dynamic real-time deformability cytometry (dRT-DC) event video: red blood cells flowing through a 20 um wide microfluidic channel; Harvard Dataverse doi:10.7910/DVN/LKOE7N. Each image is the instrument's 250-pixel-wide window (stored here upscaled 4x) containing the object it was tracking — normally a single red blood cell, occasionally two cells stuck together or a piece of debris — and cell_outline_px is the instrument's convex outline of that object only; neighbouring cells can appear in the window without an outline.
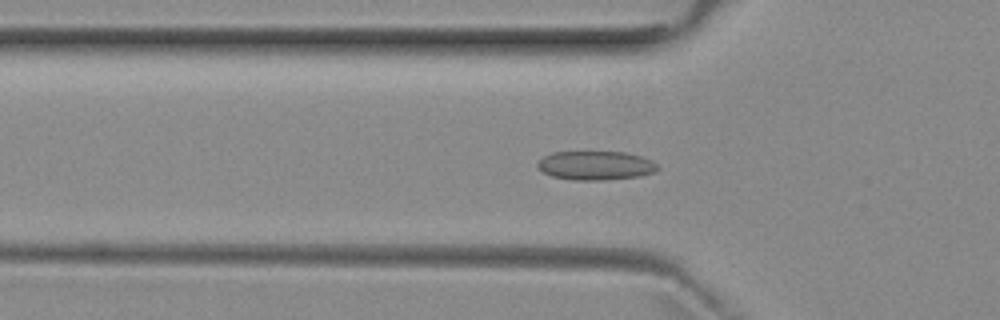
{"species": "common noctule bat (a hibernating species)", "species_latin": "Nyctalus noctula", "temperature_condition": "room temperature", "stored_images_in_passage": 52, "camera_frame_rate_fps": 3000, "um_per_image_px": 0.085, "animal": {"sex": "female", "body_mass_g": 29.2, "forearm_length_mm": 56.3}, "frame": {"image": 1, "passage_image": 17, "time_ms": 5.333, "image_size_px": [1000, 320], "cell_outline_px": [[660, 168], [656, 172], [640, 176], [604, 180], [572, 180], [552, 176], [536, 168], [536, 160], [552, 152], [624, 152], [640, 156], [652, 160]], "centroid_in_image_um": [50.61, 14.07], "position_along_channel_um": 75.2, "area_um2": 20.46}}
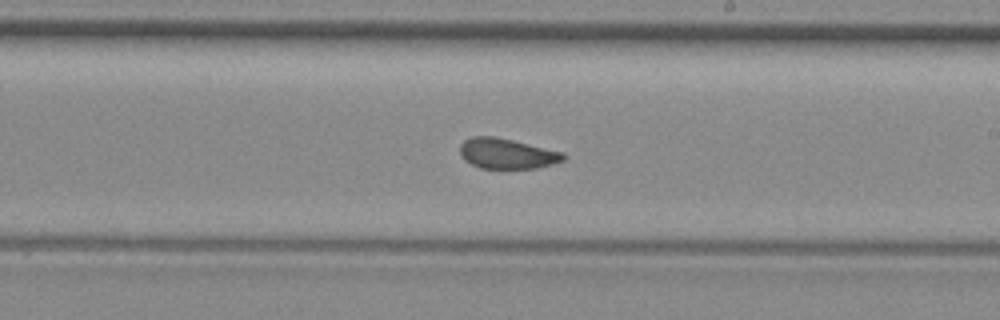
{"frame": {"image": 2, "passage_image": 30, "time_ms": 9.667, "image_size_px": [1000, 320], "cell_outline_px": [[568, 156], [564, 160], [552, 164], [536, 168], [480, 168], [464, 160], [460, 156], [460, 144], [464, 140], [472, 136], [496, 136], [564, 152]], "centroid_in_image_um": [43.09, 13.04], "position_along_channel_um": 245.9, "area_um2": 18.44}}
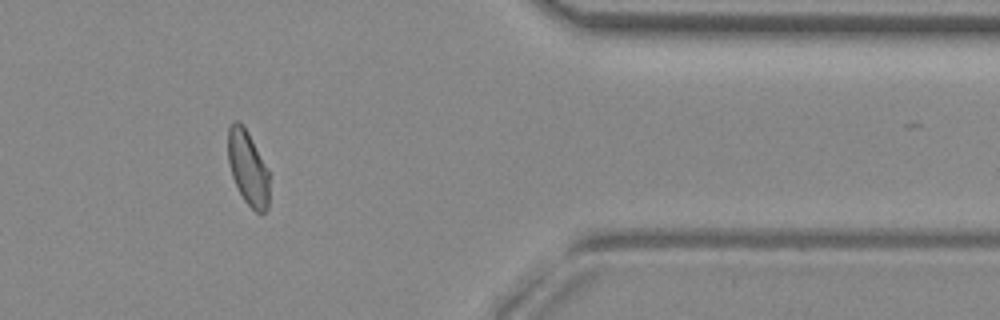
{"frame": {"image": 3, "passage_image": 43, "time_ms": 14.0, "image_size_px": [1000, 320], "cell_outline_px": [[268, 208], [264, 212], [256, 212], [244, 200], [232, 176], [228, 160], [228, 128], [232, 120], [236, 120], [248, 132], [268, 168]], "centroid_in_image_um": [21.07, 14.25], "position_along_channel_um": 390.3, "area_um2": 17.69}, "authors_computed_cell_mechanics": {"area_um2": 19.1318, "velocity_mm_per_s": 3.9308, "shape_relaxation_time_tau1_ms": 10.5432, "shape_relaxation_time_tau2_ms": 1.236, "deformation_change_tau1": 0.1739, "deformation_change_tau2": 0.0635}}